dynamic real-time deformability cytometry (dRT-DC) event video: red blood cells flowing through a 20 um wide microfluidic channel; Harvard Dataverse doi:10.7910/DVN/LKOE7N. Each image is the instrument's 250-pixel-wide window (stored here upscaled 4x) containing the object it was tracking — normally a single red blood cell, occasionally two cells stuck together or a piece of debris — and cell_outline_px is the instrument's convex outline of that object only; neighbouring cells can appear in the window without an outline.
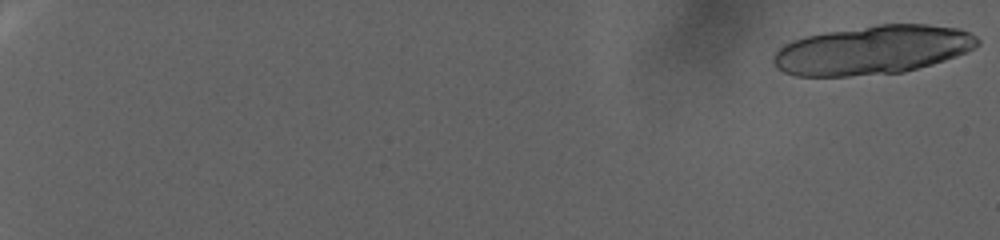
{"species": "human", "species_latin": "Homo sapiens", "temperature_condition": "warm", "stored_images_in_passage": 46, "camera_frame_rate_fps": 3000, "um_per_image_px": 0.085, "donor": {"sex": "female"}, "frame": {"image": 1, "passage_image": 1, "time_ms": 0.0, "image_size_px": [1000, 240], "cell_outline_px": [[980, 44], [956, 56], [932, 64], [904, 72], [848, 76], [796, 76], [784, 72], [776, 68], [772, 60], [772, 56], [784, 44], [792, 40], [804, 36], [876, 24], [928, 24], [960, 28], [976, 36], [980, 40]], "centroid_in_image_um": [74.16, 4.24], "position_along_channel_um": 10.8, "area_um2": 58.15}}
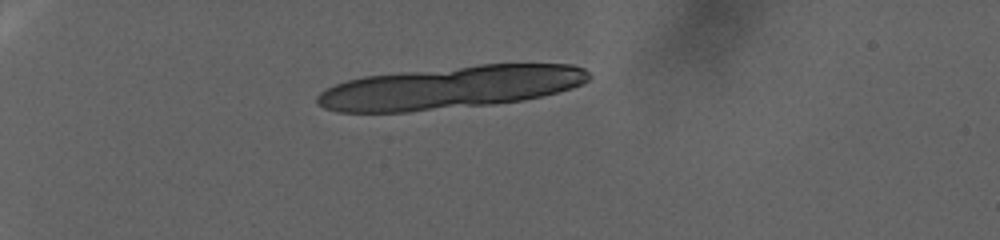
{"frame": {"image": 2, "passage_image": 29, "time_ms": 9.333, "image_size_px": [1000, 240], "cell_outline_px": [[592, 76], [584, 84], [572, 88], [524, 100], [492, 104], [408, 112], [336, 112], [324, 108], [316, 104], [316, 96], [324, 88], [348, 80], [364, 76], [480, 64], [572, 64], [584, 68]], "centroid_in_image_um": [38.27, 7.44], "position_along_channel_um": 46.7, "area_um2": 67.74}}
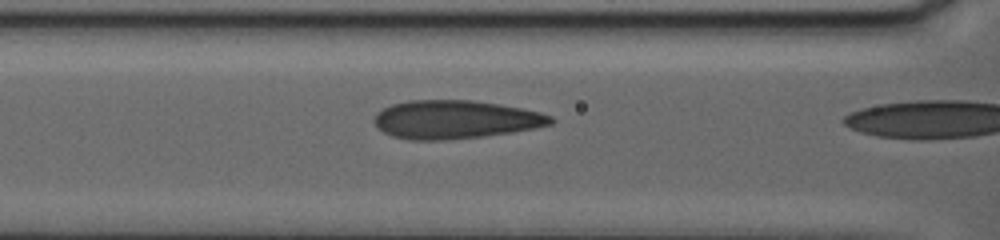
{"frame": {"image": 3, "passage_image": 45, "time_ms": 14.667, "image_size_px": [1000, 240], "cell_outline_px": [[556, 120], [552, 124], [512, 132], [484, 136], [444, 140], [408, 140], [392, 136], [376, 128], [372, 120], [376, 112], [392, 104], [408, 100], [472, 100], [500, 104], [540, 112], [552, 116]], "centroid_in_image_um": [38.65, 10.16], "position_along_channel_um": 127.9, "area_um2": 39.71}}